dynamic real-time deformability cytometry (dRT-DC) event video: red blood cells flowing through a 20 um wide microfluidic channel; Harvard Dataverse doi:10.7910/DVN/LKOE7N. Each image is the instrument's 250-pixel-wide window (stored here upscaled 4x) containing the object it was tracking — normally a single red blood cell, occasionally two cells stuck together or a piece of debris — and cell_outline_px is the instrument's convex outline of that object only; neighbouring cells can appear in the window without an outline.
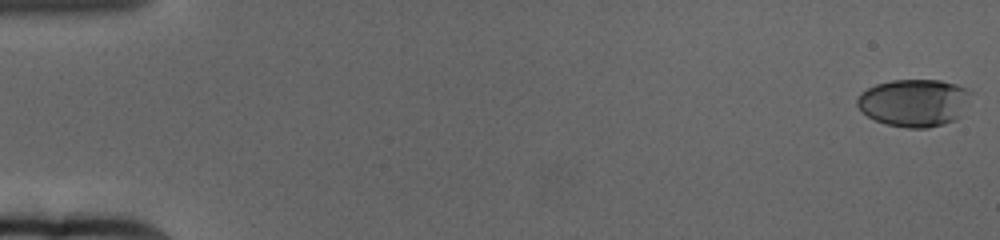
{"species": "human", "species_latin": "Homo sapiens", "temperature_condition": "cold", "stored_images_in_passage": 66, "camera_frame_rate_fps": 3000, "um_per_image_px": 0.085, "donor": {"sex": "female"}, "frame": {"image": 1, "passage_image": 1, "time_ms": 0.0, "image_size_px": [1000, 240], "cell_outline_px": [[972, 92], [960, 116], [956, 120], [944, 124], [928, 128], [908, 128], [888, 124], [876, 120], [868, 116], [856, 104], [856, 100], [860, 92], [876, 84], [892, 80], [940, 80], [956, 84], [968, 88]], "centroid_in_image_um": [77.71, 8.72], "position_along_channel_um": 7.3, "area_um2": 31.5}}
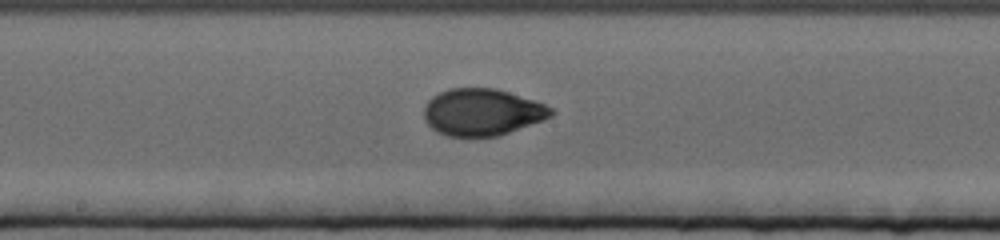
{"frame": {"image": 2, "passage_image": 36, "time_ms": 11.667, "image_size_px": [1000, 240], "cell_outline_px": [[556, 112], [552, 116], [544, 120], [500, 136], [448, 136], [436, 132], [424, 120], [424, 104], [432, 96], [448, 88], [496, 88], [556, 108]], "centroid_in_image_um": [40.99, 9.53], "position_along_channel_um": 207.2, "area_um2": 35.03}}
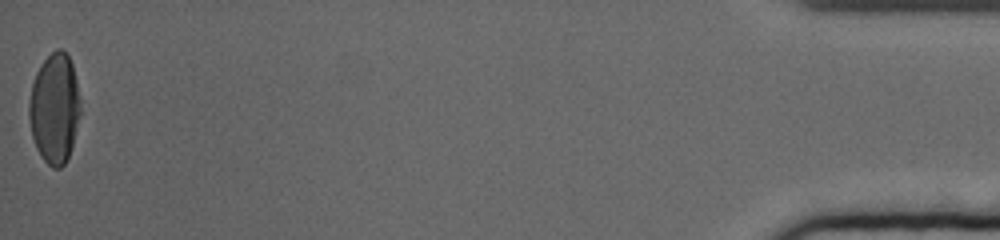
{"frame": {"image": 3, "passage_image": 66, "time_ms": 21.667, "image_size_px": [1000, 240], "cell_outline_px": [[80, 112], [72, 144], [68, 156], [64, 164], [60, 168], [52, 168], [40, 156], [36, 148], [32, 136], [28, 116], [28, 104], [32, 84], [36, 72], [40, 64], [56, 48], [60, 48], [68, 56], [72, 64], [76, 80], [80, 100]], "centroid_in_image_um": [4.61, 9.21], "position_along_channel_um": 430.6, "area_um2": 32.83}, "authors_computed_cell_mechanics": {"area_um2": 33.5529, "velocity_mm_per_s": 3.1287, "shape_relaxation_time_tau1_ms": 4.4842, "shape_relaxation_time_tau2_ms": null, "deformation_change_tau1": 0.182, "deformation_change_tau2": null}}